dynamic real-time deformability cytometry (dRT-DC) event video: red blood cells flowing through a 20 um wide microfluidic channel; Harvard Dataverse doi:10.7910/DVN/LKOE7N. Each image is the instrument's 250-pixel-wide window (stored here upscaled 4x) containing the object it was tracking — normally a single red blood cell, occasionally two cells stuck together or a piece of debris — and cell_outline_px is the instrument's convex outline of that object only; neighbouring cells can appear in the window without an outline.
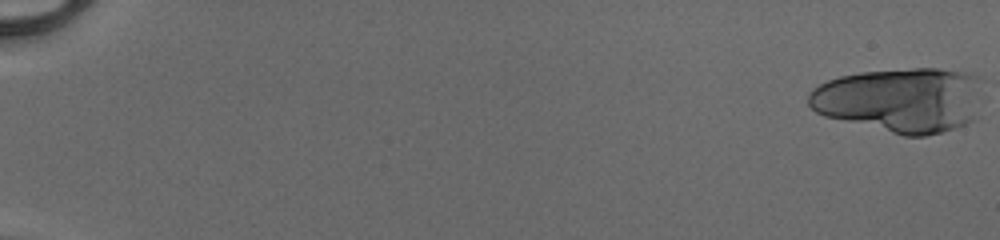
{"species": "human", "species_latin": "Homo sapiens", "temperature_condition": "cold", "stored_images_in_passage": 24, "segment_of_instrument_passage": [1, 2], "camera_frame_rate_fps": 3000, "um_per_image_px": 0.085, "donor": {"sex": "male"}, "frame": {"image": 1, "passage_image": 1, "time_ms": 0.0, "image_size_px": [1000, 240], "cell_outline_px": [[972, 120], [964, 124], [944, 132], [924, 136], [904, 136], [824, 116], [816, 112], [808, 104], [808, 92], [820, 84], [828, 80], [840, 76], [860, 72], [912, 68], [936, 68], [972, 72]], "centroid_in_image_um": [76.36, 8.5], "position_along_channel_um": 8.6, "area_um2": 64.1}}